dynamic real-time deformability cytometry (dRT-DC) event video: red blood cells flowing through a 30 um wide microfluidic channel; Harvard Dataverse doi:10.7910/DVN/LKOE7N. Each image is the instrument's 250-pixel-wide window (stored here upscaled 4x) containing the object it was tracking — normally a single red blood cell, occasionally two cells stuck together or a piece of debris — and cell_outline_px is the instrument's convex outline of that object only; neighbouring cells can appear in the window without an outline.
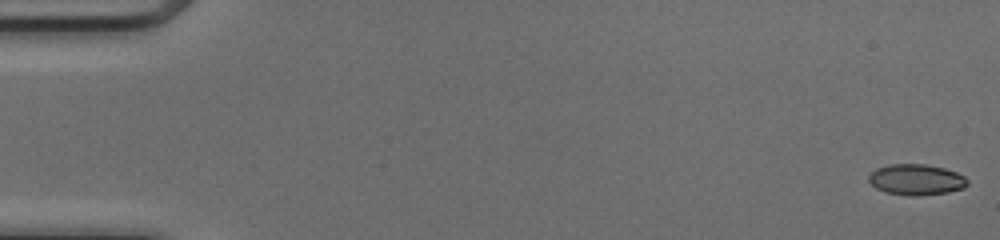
{"species": "common noctule bat (a hibernating species)", "species_latin": "Nyctalus noctula", "temperature_condition": "cold", "stored_images_in_passage": 52, "camera_frame_rate_fps": 3000, "um_per_image_px": 0.085, "animal": {"sex": "female", "body_mass_g": 17.0, "forearm_length_mm": 48.0}, "frame": {"image": 1, "passage_image": 1, "time_ms": 0.0, "image_size_px": [1000, 240], "cell_outline_px": [[968, 184], [964, 188], [948, 192], [916, 196], [908, 196], [884, 192], [876, 188], [868, 180], [868, 176], [876, 168], [888, 164], [924, 164], [944, 168], [956, 172], [964, 176], [968, 180]], "centroid_in_image_um": [77.87, 15.27], "position_along_channel_um": 7.1, "area_um2": 17.86}}
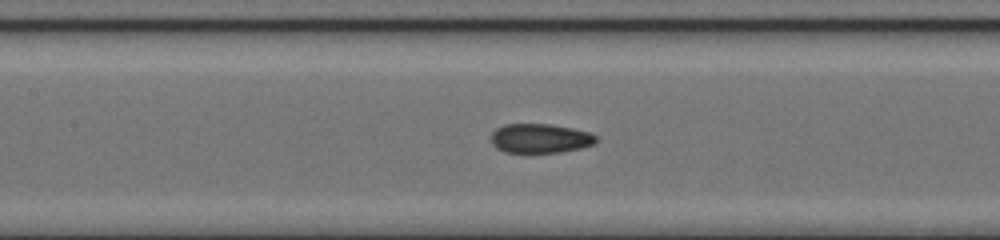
{"frame": {"image": 2, "passage_image": 24, "time_ms": 7.667, "image_size_px": [1000, 240], "cell_outline_px": [[596, 144], [580, 148], [560, 152], [504, 152], [496, 148], [492, 144], [492, 132], [496, 128], [504, 124], [548, 124], [572, 128], [588, 132], [596, 136]], "centroid_in_image_um": [45.9, 11.76], "position_along_channel_um": 161.5, "area_um2": 17.86}}
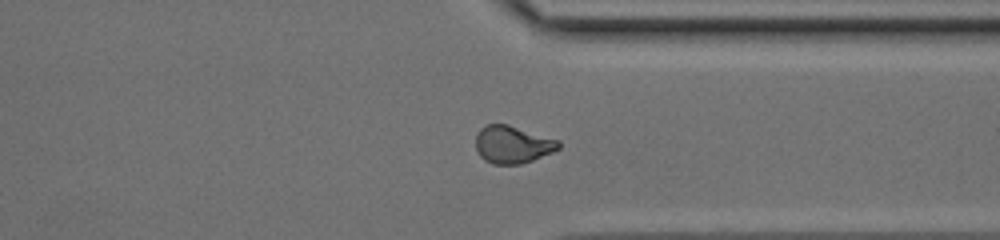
{"frame": {"image": 3, "passage_image": 39, "time_ms": 12.667, "image_size_px": [1000, 240], "cell_outline_px": [[560, 148], [552, 152], [532, 160], [520, 164], [492, 164], [484, 160], [480, 156], [476, 148], [476, 136], [480, 128], [488, 124], [508, 124], [560, 140]], "centroid_in_image_um": [43.57, 12.28], "position_along_channel_um": 367.8, "area_um2": 18.15}, "authors_computed_cell_mechanics": {"area_um2": 18.0336, "velocity_mm_per_s": 4.1489, "shape_relaxation_time_tau1_ms": null, "shape_relaxation_time_tau2_ms": 1.6017, "deformation_change_tau1": null, "deformation_change_tau2": 0.0653}}